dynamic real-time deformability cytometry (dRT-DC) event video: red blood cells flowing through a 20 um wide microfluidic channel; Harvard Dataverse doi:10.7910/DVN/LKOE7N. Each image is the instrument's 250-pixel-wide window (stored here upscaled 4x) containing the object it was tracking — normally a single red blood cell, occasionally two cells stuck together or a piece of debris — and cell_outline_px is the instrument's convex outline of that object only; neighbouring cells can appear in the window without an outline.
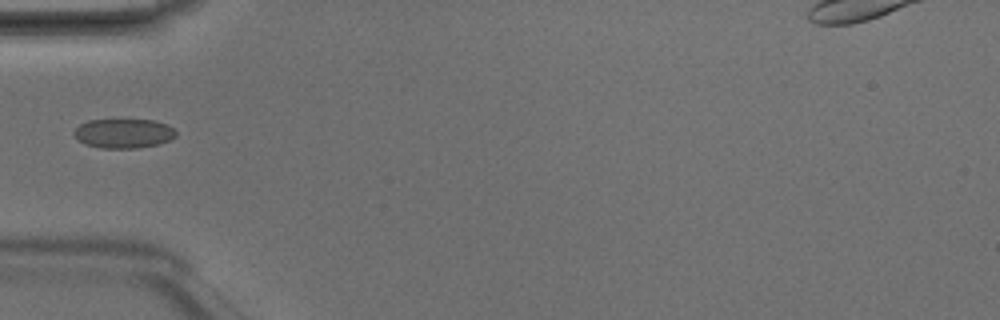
{"species": "Egyptian fruit bat (a non-hibernating species)", "species_latin": "Rousettus aegyptiacus", "temperature_condition": "room temperature", "stored_images_in_passage": 5, "camera_frame_rate_fps": 3000, "um_per_image_px": 0.085, "animal": {"sex": "male"}, "frame": {"image": 1, "passage_image": 5, "time_ms": 1.333, "image_size_px": [1000, 320], "cell_outline_px": [[176, 136], [172, 140], [160, 144], [136, 148], [100, 148], [84, 144], [72, 136], [72, 132], [80, 124], [88, 120], [152, 120], [168, 124], [176, 132]], "centroid_in_image_um": [10.49, 11.35], "position_along_channel_um": 74.5, "area_um2": 17.69}}